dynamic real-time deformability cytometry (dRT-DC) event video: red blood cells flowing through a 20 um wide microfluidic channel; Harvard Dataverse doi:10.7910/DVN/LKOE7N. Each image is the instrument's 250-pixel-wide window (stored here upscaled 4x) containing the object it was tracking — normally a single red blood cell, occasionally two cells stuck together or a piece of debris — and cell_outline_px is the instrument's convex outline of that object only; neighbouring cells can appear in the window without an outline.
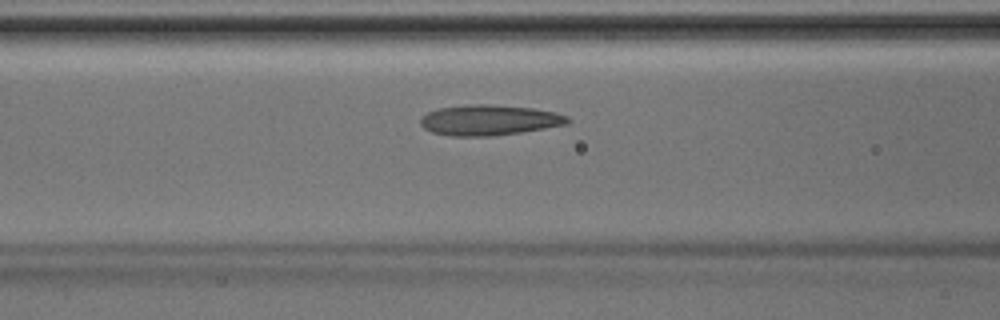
{"species": "Egyptian fruit bat (a non-hibernating species)", "species_latin": "Rousettus aegyptiacus", "temperature_condition": "room temperature", "stored_images_in_passage": 32, "camera_frame_rate_fps": 3000, "um_per_image_px": 0.085, "animal": {"sex": "male"}, "frame": {"image": 1, "passage_image": 6, "time_ms": 1.667, "image_size_px": [1000, 320], "cell_outline_px": [[572, 120], [568, 124], [520, 132], [492, 136], [452, 136], [432, 132], [424, 128], [420, 124], [420, 116], [428, 112], [440, 108], [468, 104], [492, 104], [532, 108], [556, 112], [568, 116]], "centroid_in_image_um": [41.59, 10.2], "position_along_channel_um": 125.0, "area_um2": 26.24}}
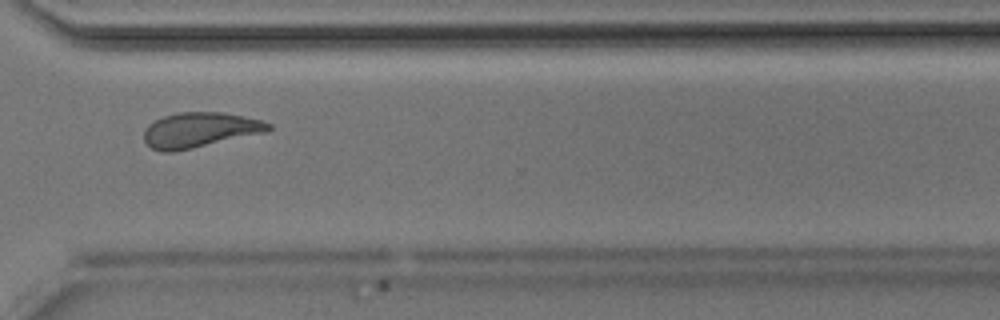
{"frame": {"image": 2, "passage_image": 21, "time_ms": 6.667, "image_size_px": [1000, 320], "cell_outline_px": [[272, 128], [268, 132], [192, 148], [172, 152], [160, 152], [152, 148], [144, 140], [144, 132], [148, 124], [164, 116], [180, 112], [220, 112], [260, 120], [272, 124]], "centroid_in_image_um": [16.98, 11.05], "position_along_channel_um": 353.6, "area_um2": 25.26}}
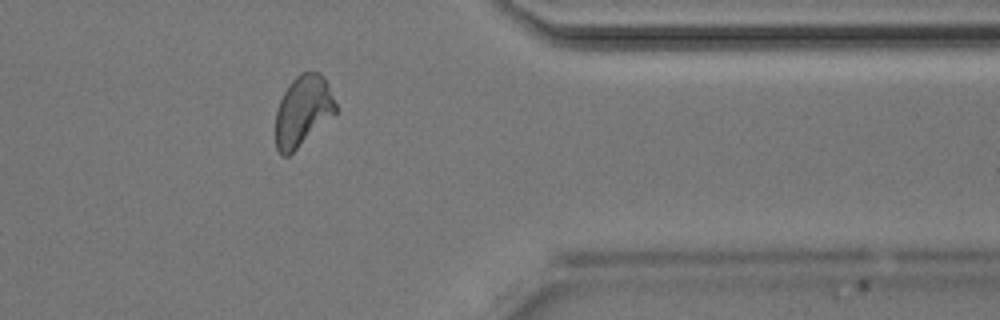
{"frame": {"image": 3, "passage_image": 24, "time_ms": 7.667, "image_size_px": [1000, 320], "cell_outline_px": [[336, 112], [288, 156], [280, 156], [276, 148], [276, 112], [280, 100], [284, 92], [292, 80], [300, 72], [320, 72], [324, 76], [328, 84], [336, 104]], "centroid_in_image_um": [25.73, 9.41], "position_along_channel_um": 385.7, "area_um2": 24.39}}